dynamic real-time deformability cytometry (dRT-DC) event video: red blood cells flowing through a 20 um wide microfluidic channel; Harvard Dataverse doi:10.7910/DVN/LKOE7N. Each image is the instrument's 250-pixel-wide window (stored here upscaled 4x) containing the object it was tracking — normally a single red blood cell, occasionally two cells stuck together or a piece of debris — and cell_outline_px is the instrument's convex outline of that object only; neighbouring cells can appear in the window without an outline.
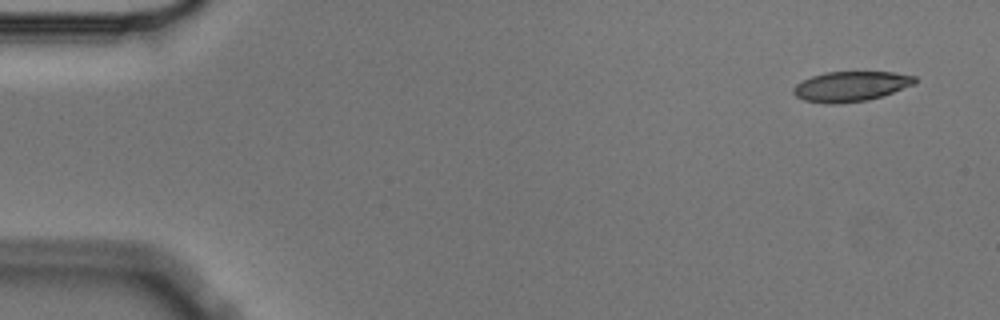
{"species": "Egyptian fruit bat (a non-hibernating species)", "species_latin": "Rousettus aegyptiacus", "temperature_condition": "cold", "stored_images_in_passage": 4, "camera_frame_rate_fps": 3000, "um_per_image_px": 0.085, "animal": {"sex": "male"}, "frame": {"image": 1, "passage_image": 1, "time_ms": 0.0, "image_size_px": [1000, 320], "cell_outline_px": [[916, 80], [912, 84], [892, 92], [868, 100], [836, 104], [824, 104], [804, 100], [796, 96], [792, 92], [792, 88], [796, 84], [812, 76], [824, 72], [896, 72], [916, 76]], "centroid_in_image_um": [72.27, 7.34], "position_along_channel_um": 12.7, "area_um2": 21.15}}
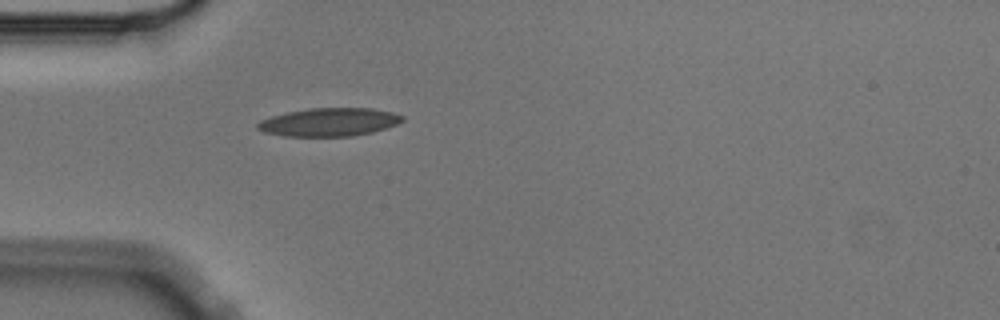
{"frame": {"image": 2, "passage_image": 4, "time_ms": 1.0, "image_size_px": [1000, 320], "cell_outline_px": [[404, 120], [388, 128], [372, 132], [352, 136], [284, 136], [264, 132], [256, 128], [256, 124], [260, 120], [272, 116], [288, 112], [308, 108], [372, 108], [392, 112], [404, 116]], "centroid_in_image_um": [27.99, 10.38], "position_along_channel_um": 57.0, "area_um2": 23.87}}